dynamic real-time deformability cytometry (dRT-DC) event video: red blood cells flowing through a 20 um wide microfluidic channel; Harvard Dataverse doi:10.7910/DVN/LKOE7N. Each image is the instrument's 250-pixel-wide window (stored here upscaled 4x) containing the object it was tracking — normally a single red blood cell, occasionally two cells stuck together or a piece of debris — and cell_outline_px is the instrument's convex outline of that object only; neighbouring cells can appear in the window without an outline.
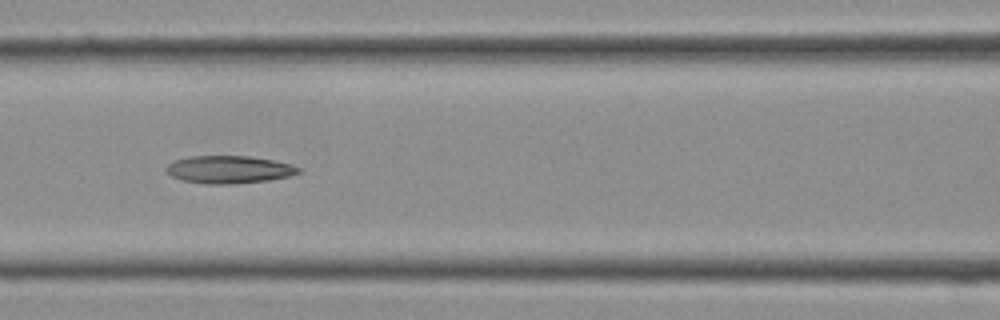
{"species": "Egyptian fruit bat (a non-hibernating species)", "species_latin": "Rousettus aegyptiacus", "temperature_condition": "cold", "stored_images_in_passage": 17, "camera_frame_rate_fps": 3000, "um_per_image_px": 0.085, "frame": {"image": 1, "passage_image": 12, "time_ms": 3.667, "image_size_px": [1000, 320], "cell_outline_px": [[300, 172], [288, 176], [268, 180], [232, 184], [204, 184], [180, 180], [172, 176], [164, 168], [168, 164], [176, 160], [192, 156], [248, 156], [272, 160], [292, 164], [300, 168]], "centroid_in_image_um": [19.44, 14.41], "position_along_channel_um": 147.2, "area_um2": 21.21}}
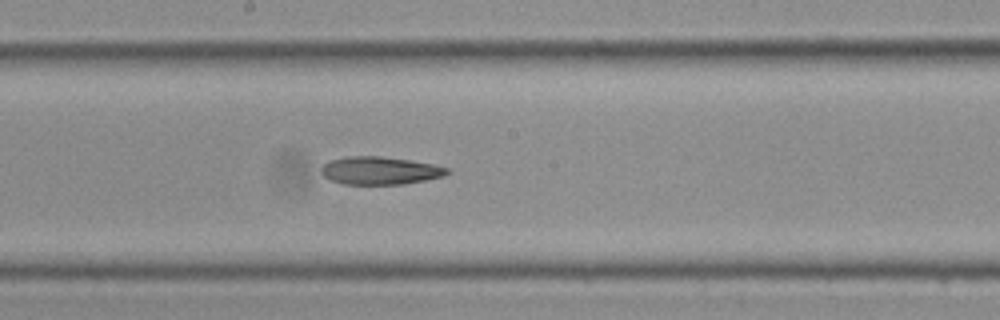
{"frame": {"image": 2, "passage_image": 15, "time_ms": 4.667, "image_size_px": [1000, 320], "cell_outline_px": [[452, 172], [444, 176], [404, 184], [344, 184], [328, 180], [320, 172], [320, 168], [328, 160], [344, 156], [380, 156], [408, 160], [432, 164], [448, 168]], "centroid_in_image_um": [32.25, 14.5], "position_along_channel_um": 216.0, "area_um2": 20.58}}
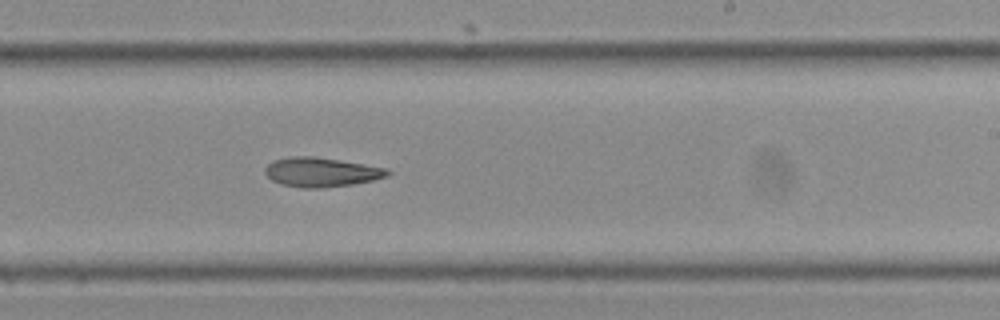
{"frame": {"image": 3, "passage_image": 17, "time_ms": 5.333, "image_size_px": [1000, 320], "cell_outline_px": [[392, 172], [388, 176], [372, 180], [352, 184], [324, 188], [304, 188], [280, 184], [272, 180], [264, 172], [264, 168], [272, 160], [292, 156], [312, 156], [364, 164], [388, 168]], "centroid_in_image_um": [27.3, 14.63], "position_along_channel_um": 261.7, "area_um2": 20.98}}